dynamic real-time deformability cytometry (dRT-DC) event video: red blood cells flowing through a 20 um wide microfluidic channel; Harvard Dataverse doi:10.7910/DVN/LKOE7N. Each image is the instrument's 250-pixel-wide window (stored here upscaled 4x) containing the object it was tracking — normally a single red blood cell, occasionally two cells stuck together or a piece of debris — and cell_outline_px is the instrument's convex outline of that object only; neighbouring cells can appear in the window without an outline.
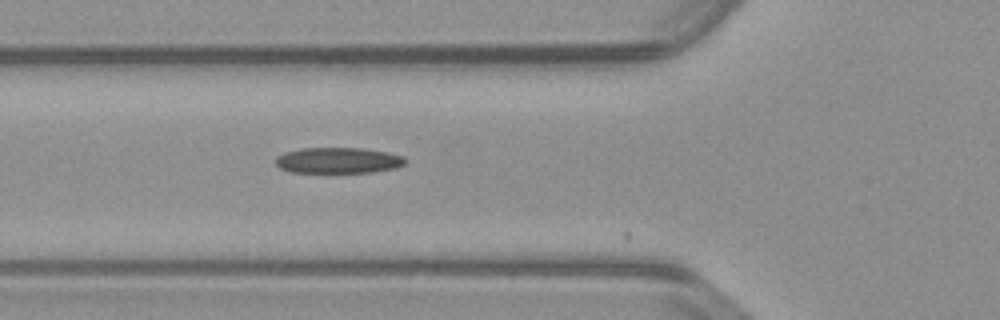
{"species": "common noctule bat (a hibernating species)", "species_latin": "Nyctalus noctula", "temperature_condition": "warm", "stored_images_in_passage": 5, "camera_frame_rate_fps": 3000, "um_per_image_px": 0.085, "animal": {"sex": "male", "body_mass_g": 23.1, "forearm_length_mm": 52.7}, "frame": {"image": 1, "passage_image": 4, "time_ms": 1.0, "image_size_px": [1000, 320], "cell_outline_px": [[404, 164], [396, 168], [372, 172], [292, 172], [280, 168], [276, 164], [276, 156], [284, 152], [300, 148], [364, 148], [404, 156]], "centroid_in_image_um": [28.71, 13.63], "position_along_channel_um": 97.1, "area_um2": 19.42}}